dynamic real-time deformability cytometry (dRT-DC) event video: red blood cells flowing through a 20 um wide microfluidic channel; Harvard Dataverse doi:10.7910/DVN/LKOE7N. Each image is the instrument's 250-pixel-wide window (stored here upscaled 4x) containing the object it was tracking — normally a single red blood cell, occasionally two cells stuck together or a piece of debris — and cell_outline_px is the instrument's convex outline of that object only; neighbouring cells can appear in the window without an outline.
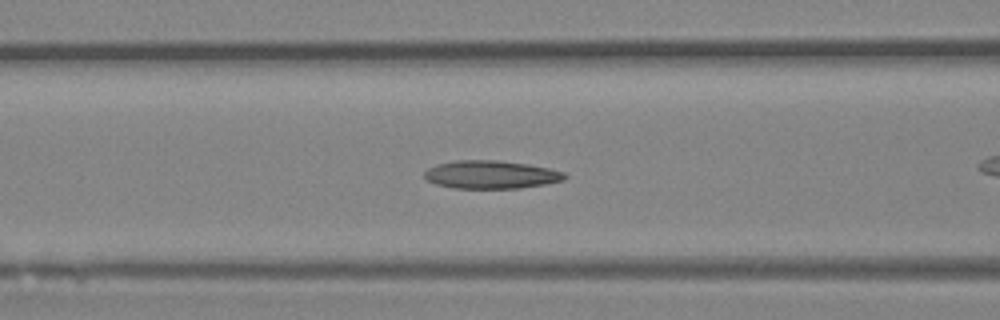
{"species": "Egyptian fruit bat (a non-hibernating species)", "species_latin": "Rousettus aegyptiacus", "temperature_condition": "room temperature", "stored_images_in_passage": 38, "camera_frame_rate_fps": 3000, "um_per_image_px": 0.085, "animal": {"sex": "female"}, "frame": {"image": 1, "passage_image": 19, "time_ms": 6.0, "image_size_px": [1000, 320], "cell_outline_px": [[568, 176], [564, 180], [544, 184], [520, 188], [452, 188], [436, 184], [428, 180], [424, 176], [424, 172], [428, 168], [436, 164], [456, 160], [496, 160], [528, 164], [548, 168], [564, 172]], "centroid_in_image_um": [41.72, 14.84], "position_along_channel_um": 124.9, "area_um2": 22.95}}
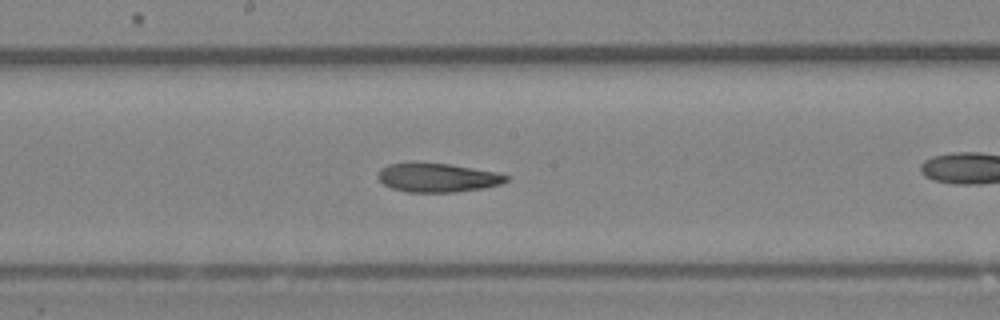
{"frame": {"image": 2, "passage_image": 25, "time_ms": 8.0, "image_size_px": [1000, 320], "cell_outline_px": [[508, 180], [500, 184], [484, 188], [456, 192], [408, 192], [392, 188], [384, 184], [376, 176], [380, 168], [388, 164], [408, 160], [448, 164], [496, 172], [508, 176]], "centroid_in_image_um": [37.11, 15.07], "position_along_channel_um": 211.1, "area_um2": 22.02}}
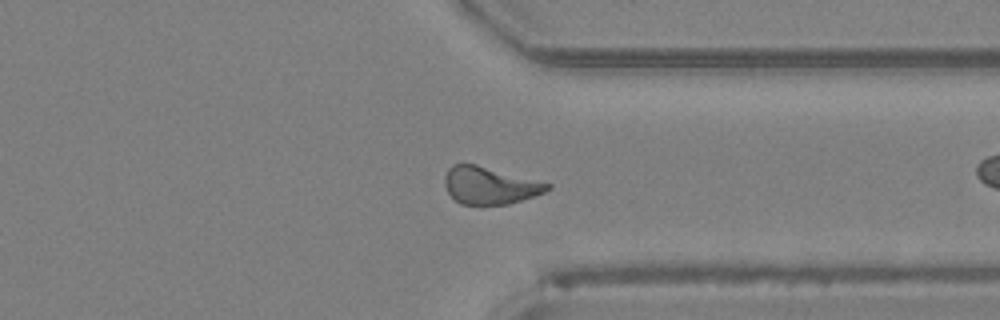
{"frame": {"image": 3, "passage_image": 36, "time_ms": 11.667, "image_size_px": [1000, 320], "cell_outline_px": [[552, 188], [544, 192], [508, 204], [480, 208], [460, 204], [448, 192], [444, 184], [444, 176], [448, 168], [452, 164], [476, 164], [552, 184]], "centroid_in_image_um": [41.59, 15.8], "position_along_channel_um": 369.8, "area_um2": 22.77}}